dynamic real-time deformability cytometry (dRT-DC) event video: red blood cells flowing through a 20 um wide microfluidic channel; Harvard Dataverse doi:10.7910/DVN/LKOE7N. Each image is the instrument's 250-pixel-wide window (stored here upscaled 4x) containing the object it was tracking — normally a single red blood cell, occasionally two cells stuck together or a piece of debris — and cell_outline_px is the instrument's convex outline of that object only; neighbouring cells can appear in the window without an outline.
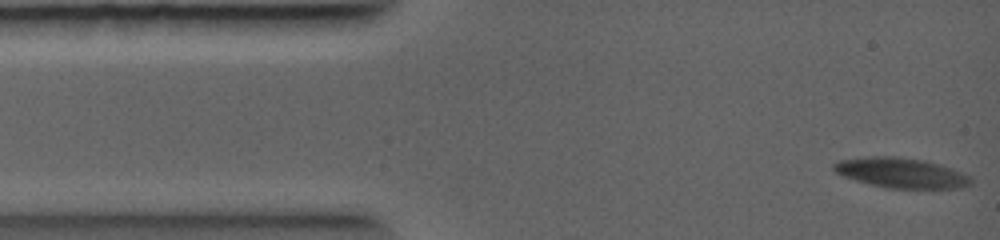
{"species": "common noctule bat (a hibernating species)", "species_latin": "Nyctalus noctula", "temperature_condition": "warm", "stored_images_in_passage": 19, "camera_frame_rate_fps": 5000, "um_per_image_px": 0.085, "animal": {"sex": "female", "body_mass_g": 19.0, "forearm_length_mm": 56.7}, "frame": {"image": 1, "passage_image": 1, "time_ms": 0.0, "image_size_px": [1000, 240], "cell_outline_px": [[968, 180], [956, 184], [940, 188], [892, 188], [860, 180], [848, 176], [840, 172], [836, 168], [836, 164], [848, 160], [904, 160], [928, 164], [952, 172]], "centroid_in_image_um": [76.44, 14.77], "position_along_channel_um": 8.6, "area_um2": 19.07}}
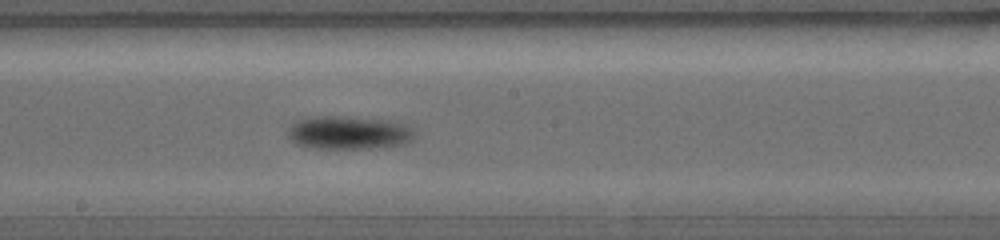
{"frame": {"image": 2, "passage_image": 8, "time_ms": 4.8, "image_size_px": [1000, 240], "cell_outline_px": [[404, 136], [392, 144], [360, 148], [320, 148], [304, 144], [296, 140], [292, 136], [292, 128], [296, 124], [308, 120], [352, 120], [392, 124], [400, 128], [404, 132]], "centroid_in_image_um": [29.39, 11.37], "position_along_channel_um": 218.8, "area_um2": 19.07}}
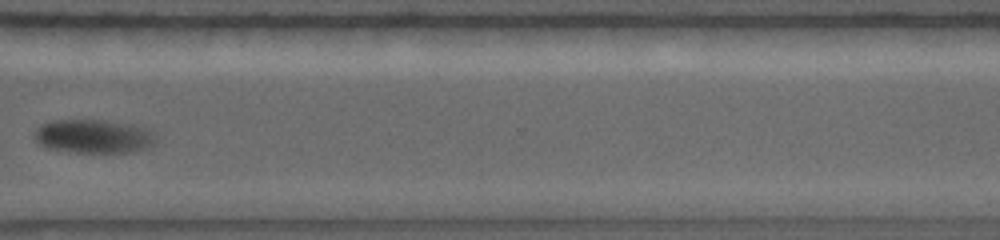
{"frame": {"image": 3, "passage_image": 14, "time_ms": 7.2, "image_size_px": [1000, 240], "cell_outline_px": [[152, 140], [128, 152], [76, 152], [60, 148], [48, 144], [40, 140], [40, 128], [44, 124], [60, 120], [100, 120], [136, 128], [144, 132]], "centroid_in_image_um": [7.86, 11.58], "position_along_channel_um": 362.7, "area_um2": 20.58}}